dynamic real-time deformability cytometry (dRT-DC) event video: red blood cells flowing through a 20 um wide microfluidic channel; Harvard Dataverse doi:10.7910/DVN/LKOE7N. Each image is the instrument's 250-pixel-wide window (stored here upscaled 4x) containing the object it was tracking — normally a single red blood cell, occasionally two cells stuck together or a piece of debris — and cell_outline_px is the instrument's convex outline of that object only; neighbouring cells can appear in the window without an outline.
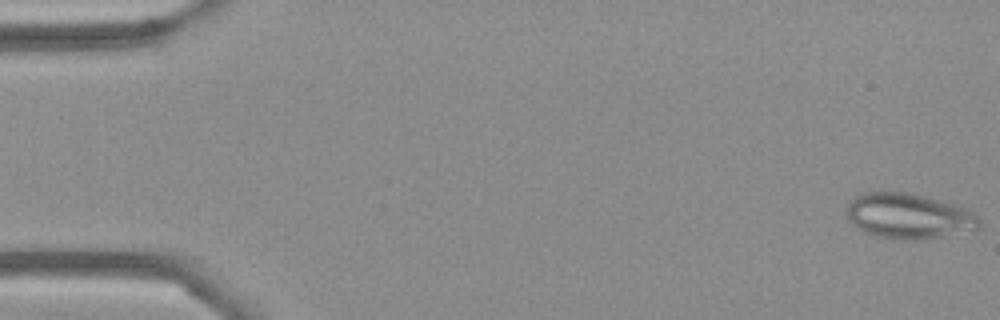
{"species": "Egyptian fruit bat (a non-hibernating species)", "species_latin": "Rousettus aegyptiacus", "temperature_condition": "cold", "stored_images_in_passage": 54, "camera_frame_rate_fps": 3000, "um_per_image_px": 0.085, "frame": {"image": 1, "passage_image": 1, "time_ms": 0.0, "image_size_px": [1000, 320], "cell_outline_px": [[980, 228], [928, 240], [892, 240], [876, 236], [864, 232], [852, 224], [848, 220], [844, 212], [844, 208], [852, 196], [860, 192], [880, 188], [912, 192], [968, 208], [980, 220]], "centroid_in_image_um": [77.13, 18.32], "position_along_channel_um": 7.9, "area_um2": 36.82}}
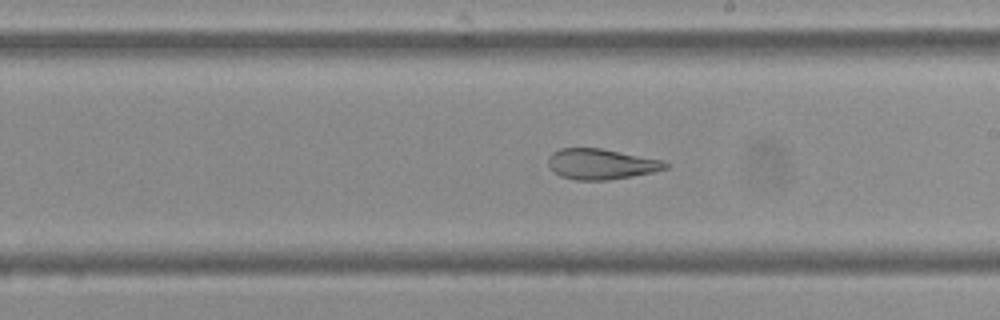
{"frame": {"image": 2, "passage_image": 31, "time_ms": 10.0, "image_size_px": [1000, 320], "cell_outline_px": [[672, 164], [668, 168], [652, 172], [632, 176], [608, 180], [576, 180], [560, 176], [548, 164], [548, 156], [552, 152], [560, 148], [600, 148], [664, 160]], "centroid_in_image_um": [51.13, 13.94], "position_along_channel_um": 237.9, "area_um2": 20.92}}
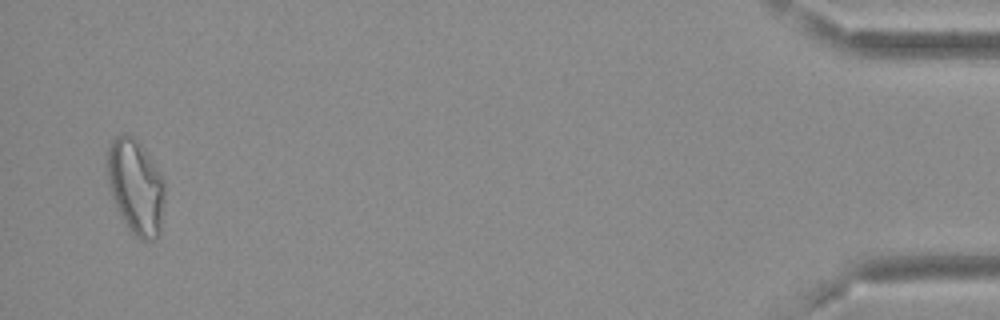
{"frame": {"image": 3, "passage_image": 53, "time_ms": 17.333, "image_size_px": [1000, 320], "cell_outline_px": [[164, 200], [160, 232], [152, 240], [144, 240], [136, 236], [128, 228], [112, 196], [108, 176], [108, 148], [112, 140], [116, 136], [124, 132], [132, 136], [140, 144], [164, 180]], "centroid_in_image_um": [11.55, 15.86], "position_along_channel_um": 423.7, "area_um2": 30.98}, "authors_computed_cell_mechanics": {"area_um2": 26.8192, "velocity_mm_per_s": 3.6868, "shape_relaxation_time_tau1_ms": null, "shape_relaxation_time_tau2_ms": 2.1451, "deformation_change_tau1": null, "deformation_change_tau2": 0.0981}}